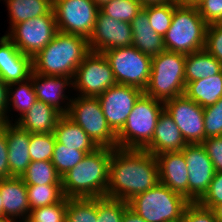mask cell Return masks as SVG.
Returning a JSON list of instances; mask_svg holds the SVG:
<instances>
[{"label": "cell", "instance_id": "obj_3", "mask_svg": "<svg viewBox=\"0 0 222 222\" xmlns=\"http://www.w3.org/2000/svg\"><path fill=\"white\" fill-rule=\"evenodd\" d=\"M90 52L85 37L58 31L51 42L32 58L33 72L73 79L77 67Z\"/></svg>", "mask_w": 222, "mask_h": 222}, {"label": "cell", "instance_id": "obj_18", "mask_svg": "<svg viewBox=\"0 0 222 222\" xmlns=\"http://www.w3.org/2000/svg\"><path fill=\"white\" fill-rule=\"evenodd\" d=\"M33 71L32 58L24 55L6 36L0 37V78L6 83L22 82Z\"/></svg>", "mask_w": 222, "mask_h": 222}, {"label": "cell", "instance_id": "obj_12", "mask_svg": "<svg viewBox=\"0 0 222 222\" xmlns=\"http://www.w3.org/2000/svg\"><path fill=\"white\" fill-rule=\"evenodd\" d=\"M73 89L79 96L98 97L116 80L111 66L103 53L90 52L77 67L72 79Z\"/></svg>", "mask_w": 222, "mask_h": 222}, {"label": "cell", "instance_id": "obj_8", "mask_svg": "<svg viewBox=\"0 0 222 222\" xmlns=\"http://www.w3.org/2000/svg\"><path fill=\"white\" fill-rule=\"evenodd\" d=\"M73 97L67 116L79 125L98 147L117 148V135L109 127L98 97Z\"/></svg>", "mask_w": 222, "mask_h": 222}, {"label": "cell", "instance_id": "obj_29", "mask_svg": "<svg viewBox=\"0 0 222 222\" xmlns=\"http://www.w3.org/2000/svg\"><path fill=\"white\" fill-rule=\"evenodd\" d=\"M36 101V93L30 78L22 82L8 84V106L6 108L5 115L7 123L14 122L13 118L10 120V115H7V113H10L13 109H15L14 111H17L19 116L16 117L19 119L33 106Z\"/></svg>", "mask_w": 222, "mask_h": 222}, {"label": "cell", "instance_id": "obj_50", "mask_svg": "<svg viewBox=\"0 0 222 222\" xmlns=\"http://www.w3.org/2000/svg\"><path fill=\"white\" fill-rule=\"evenodd\" d=\"M7 124L5 115L0 111V129H2Z\"/></svg>", "mask_w": 222, "mask_h": 222}, {"label": "cell", "instance_id": "obj_44", "mask_svg": "<svg viewBox=\"0 0 222 222\" xmlns=\"http://www.w3.org/2000/svg\"><path fill=\"white\" fill-rule=\"evenodd\" d=\"M201 144L212 161L215 172H222V136L206 138Z\"/></svg>", "mask_w": 222, "mask_h": 222}, {"label": "cell", "instance_id": "obj_30", "mask_svg": "<svg viewBox=\"0 0 222 222\" xmlns=\"http://www.w3.org/2000/svg\"><path fill=\"white\" fill-rule=\"evenodd\" d=\"M21 178L26 185L61 184L51 161H32Z\"/></svg>", "mask_w": 222, "mask_h": 222}, {"label": "cell", "instance_id": "obj_20", "mask_svg": "<svg viewBox=\"0 0 222 222\" xmlns=\"http://www.w3.org/2000/svg\"><path fill=\"white\" fill-rule=\"evenodd\" d=\"M0 195L3 201V219L27 221L30 206L26 184L21 177L0 179Z\"/></svg>", "mask_w": 222, "mask_h": 222}, {"label": "cell", "instance_id": "obj_11", "mask_svg": "<svg viewBox=\"0 0 222 222\" xmlns=\"http://www.w3.org/2000/svg\"><path fill=\"white\" fill-rule=\"evenodd\" d=\"M53 10L59 32L88 39L100 7L92 0H53Z\"/></svg>", "mask_w": 222, "mask_h": 222}, {"label": "cell", "instance_id": "obj_2", "mask_svg": "<svg viewBox=\"0 0 222 222\" xmlns=\"http://www.w3.org/2000/svg\"><path fill=\"white\" fill-rule=\"evenodd\" d=\"M113 149L99 147L61 177L66 198L106 197Z\"/></svg>", "mask_w": 222, "mask_h": 222}, {"label": "cell", "instance_id": "obj_31", "mask_svg": "<svg viewBox=\"0 0 222 222\" xmlns=\"http://www.w3.org/2000/svg\"><path fill=\"white\" fill-rule=\"evenodd\" d=\"M30 210L60 202L65 196L62 184L26 185Z\"/></svg>", "mask_w": 222, "mask_h": 222}, {"label": "cell", "instance_id": "obj_17", "mask_svg": "<svg viewBox=\"0 0 222 222\" xmlns=\"http://www.w3.org/2000/svg\"><path fill=\"white\" fill-rule=\"evenodd\" d=\"M29 78L38 101L54 107L62 115L68 114L72 98L65 95V90L73 87L71 77L43 75L32 71Z\"/></svg>", "mask_w": 222, "mask_h": 222}, {"label": "cell", "instance_id": "obj_22", "mask_svg": "<svg viewBox=\"0 0 222 222\" xmlns=\"http://www.w3.org/2000/svg\"><path fill=\"white\" fill-rule=\"evenodd\" d=\"M187 145L173 118L164 109L158 117L151 143L144 149L154 156L181 151Z\"/></svg>", "mask_w": 222, "mask_h": 222}, {"label": "cell", "instance_id": "obj_10", "mask_svg": "<svg viewBox=\"0 0 222 222\" xmlns=\"http://www.w3.org/2000/svg\"><path fill=\"white\" fill-rule=\"evenodd\" d=\"M58 32L54 10L9 28L5 34L24 54L34 58Z\"/></svg>", "mask_w": 222, "mask_h": 222}, {"label": "cell", "instance_id": "obj_38", "mask_svg": "<svg viewBox=\"0 0 222 222\" xmlns=\"http://www.w3.org/2000/svg\"><path fill=\"white\" fill-rule=\"evenodd\" d=\"M128 202L109 197L97 198V222H121Z\"/></svg>", "mask_w": 222, "mask_h": 222}, {"label": "cell", "instance_id": "obj_52", "mask_svg": "<svg viewBox=\"0 0 222 222\" xmlns=\"http://www.w3.org/2000/svg\"><path fill=\"white\" fill-rule=\"evenodd\" d=\"M98 7H101L104 3L110 0H92Z\"/></svg>", "mask_w": 222, "mask_h": 222}, {"label": "cell", "instance_id": "obj_46", "mask_svg": "<svg viewBox=\"0 0 222 222\" xmlns=\"http://www.w3.org/2000/svg\"><path fill=\"white\" fill-rule=\"evenodd\" d=\"M8 106V84L0 78V111L6 115Z\"/></svg>", "mask_w": 222, "mask_h": 222}, {"label": "cell", "instance_id": "obj_14", "mask_svg": "<svg viewBox=\"0 0 222 222\" xmlns=\"http://www.w3.org/2000/svg\"><path fill=\"white\" fill-rule=\"evenodd\" d=\"M143 93L138 87L116 84L98 96L106 121L116 135L124 127L134 104Z\"/></svg>", "mask_w": 222, "mask_h": 222}, {"label": "cell", "instance_id": "obj_16", "mask_svg": "<svg viewBox=\"0 0 222 222\" xmlns=\"http://www.w3.org/2000/svg\"><path fill=\"white\" fill-rule=\"evenodd\" d=\"M133 34L130 23L118 21L99 10L91 35L88 38L92 52L132 46Z\"/></svg>", "mask_w": 222, "mask_h": 222}, {"label": "cell", "instance_id": "obj_47", "mask_svg": "<svg viewBox=\"0 0 222 222\" xmlns=\"http://www.w3.org/2000/svg\"><path fill=\"white\" fill-rule=\"evenodd\" d=\"M121 222H146L142 217L127 207L124 211Z\"/></svg>", "mask_w": 222, "mask_h": 222}, {"label": "cell", "instance_id": "obj_32", "mask_svg": "<svg viewBox=\"0 0 222 222\" xmlns=\"http://www.w3.org/2000/svg\"><path fill=\"white\" fill-rule=\"evenodd\" d=\"M97 198H68L66 222H97Z\"/></svg>", "mask_w": 222, "mask_h": 222}, {"label": "cell", "instance_id": "obj_42", "mask_svg": "<svg viewBox=\"0 0 222 222\" xmlns=\"http://www.w3.org/2000/svg\"><path fill=\"white\" fill-rule=\"evenodd\" d=\"M198 203L209 209L222 204V172H215L207 192Z\"/></svg>", "mask_w": 222, "mask_h": 222}, {"label": "cell", "instance_id": "obj_37", "mask_svg": "<svg viewBox=\"0 0 222 222\" xmlns=\"http://www.w3.org/2000/svg\"><path fill=\"white\" fill-rule=\"evenodd\" d=\"M68 198L64 197L56 204L30 210L27 222H66Z\"/></svg>", "mask_w": 222, "mask_h": 222}, {"label": "cell", "instance_id": "obj_21", "mask_svg": "<svg viewBox=\"0 0 222 222\" xmlns=\"http://www.w3.org/2000/svg\"><path fill=\"white\" fill-rule=\"evenodd\" d=\"M2 130L6 134L10 177H21L31 163L30 133L16 123H7Z\"/></svg>", "mask_w": 222, "mask_h": 222}, {"label": "cell", "instance_id": "obj_55", "mask_svg": "<svg viewBox=\"0 0 222 222\" xmlns=\"http://www.w3.org/2000/svg\"><path fill=\"white\" fill-rule=\"evenodd\" d=\"M179 2H186L187 0H178Z\"/></svg>", "mask_w": 222, "mask_h": 222}, {"label": "cell", "instance_id": "obj_33", "mask_svg": "<svg viewBox=\"0 0 222 222\" xmlns=\"http://www.w3.org/2000/svg\"><path fill=\"white\" fill-rule=\"evenodd\" d=\"M87 155L86 152L65 147L56 141L51 163L55 166L60 177L65 175L71 168H74Z\"/></svg>", "mask_w": 222, "mask_h": 222}, {"label": "cell", "instance_id": "obj_26", "mask_svg": "<svg viewBox=\"0 0 222 222\" xmlns=\"http://www.w3.org/2000/svg\"><path fill=\"white\" fill-rule=\"evenodd\" d=\"M184 95L203 108L215 104L222 97V71L208 78L188 82Z\"/></svg>", "mask_w": 222, "mask_h": 222}, {"label": "cell", "instance_id": "obj_40", "mask_svg": "<svg viewBox=\"0 0 222 222\" xmlns=\"http://www.w3.org/2000/svg\"><path fill=\"white\" fill-rule=\"evenodd\" d=\"M205 49L222 64V23L207 26Z\"/></svg>", "mask_w": 222, "mask_h": 222}, {"label": "cell", "instance_id": "obj_28", "mask_svg": "<svg viewBox=\"0 0 222 222\" xmlns=\"http://www.w3.org/2000/svg\"><path fill=\"white\" fill-rule=\"evenodd\" d=\"M9 13L10 28L53 9V0H4Z\"/></svg>", "mask_w": 222, "mask_h": 222}, {"label": "cell", "instance_id": "obj_34", "mask_svg": "<svg viewBox=\"0 0 222 222\" xmlns=\"http://www.w3.org/2000/svg\"><path fill=\"white\" fill-rule=\"evenodd\" d=\"M149 19L150 26L162 37L171 26L174 13V2L165 4L147 5L142 8Z\"/></svg>", "mask_w": 222, "mask_h": 222}, {"label": "cell", "instance_id": "obj_25", "mask_svg": "<svg viewBox=\"0 0 222 222\" xmlns=\"http://www.w3.org/2000/svg\"><path fill=\"white\" fill-rule=\"evenodd\" d=\"M56 141L65 147L84 151L87 154L99 148L88 134L67 115H62L54 129Z\"/></svg>", "mask_w": 222, "mask_h": 222}, {"label": "cell", "instance_id": "obj_27", "mask_svg": "<svg viewBox=\"0 0 222 222\" xmlns=\"http://www.w3.org/2000/svg\"><path fill=\"white\" fill-rule=\"evenodd\" d=\"M222 71V64L206 49H202L185 57V83L208 78Z\"/></svg>", "mask_w": 222, "mask_h": 222}, {"label": "cell", "instance_id": "obj_45", "mask_svg": "<svg viewBox=\"0 0 222 222\" xmlns=\"http://www.w3.org/2000/svg\"><path fill=\"white\" fill-rule=\"evenodd\" d=\"M10 178L8 148L5 132L0 129V179Z\"/></svg>", "mask_w": 222, "mask_h": 222}, {"label": "cell", "instance_id": "obj_15", "mask_svg": "<svg viewBox=\"0 0 222 222\" xmlns=\"http://www.w3.org/2000/svg\"><path fill=\"white\" fill-rule=\"evenodd\" d=\"M181 151L189 174L188 200L198 202L207 192L215 175L214 166L201 143L187 144Z\"/></svg>", "mask_w": 222, "mask_h": 222}, {"label": "cell", "instance_id": "obj_35", "mask_svg": "<svg viewBox=\"0 0 222 222\" xmlns=\"http://www.w3.org/2000/svg\"><path fill=\"white\" fill-rule=\"evenodd\" d=\"M142 8L137 0H110L100 10L113 19L130 23Z\"/></svg>", "mask_w": 222, "mask_h": 222}, {"label": "cell", "instance_id": "obj_48", "mask_svg": "<svg viewBox=\"0 0 222 222\" xmlns=\"http://www.w3.org/2000/svg\"><path fill=\"white\" fill-rule=\"evenodd\" d=\"M141 3V5L147 6V5H157V4H165L168 2H178V0H137Z\"/></svg>", "mask_w": 222, "mask_h": 222}, {"label": "cell", "instance_id": "obj_19", "mask_svg": "<svg viewBox=\"0 0 222 222\" xmlns=\"http://www.w3.org/2000/svg\"><path fill=\"white\" fill-rule=\"evenodd\" d=\"M158 163L159 182L188 199L187 164L182 151L155 155Z\"/></svg>", "mask_w": 222, "mask_h": 222}, {"label": "cell", "instance_id": "obj_43", "mask_svg": "<svg viewBox=\"0 0 222 222\" xmlns=\"http://www.w3.org/2000/svg\"><path fill=\"white\" fill-rule=\"evenodd\" d=\"M197 8L208 25L222 23V0H204Z\"/></svg>", "mask_w": 222, "mask_h": 222}, {"label": "cell", "instance_id": "obj_23", "mask_svg": "<svg viewBox=\"0 0 222 222\" xmlns=\"http://www.w3.org/2000/svg\"><path fill=\"white\" fill-rule=\"evenodd\" d=\"M61 116L54 107L37 100L23 116L15 118L14 123L29 133H53Z\"/></svg>", "mask_w": 222, "mask_h": 222}, {"label": "cell", "instance_id": "obj_4", "mask_svg": "<svg viewBox=\"0 0 222 222\" xmlns=\"http://www.w3.org/2000/svg\"><path fill=\"white\" fill-rule=\"evenodd\" d=\"M207 26L196 6L174 2L171 26L163 36L165 49L186 55L205 49Z\"/></svg>", "mask_w": 222, "mask_h": 222}, {"label": "cell", "instance_id": "obj_1", "mask_svg": "<svg viewBox=\"0 0 222 222\" xmlns=\"http://www.w3.org/2000/svg\"><path fill=\"white\" fill-rule=\"evenodd\" d=\"M159 183L156 157L146 150L114 148L106 197L128 202Z\"/></svg>", "mask_w": 222, "mask_h": 222}, {"label": "cell", "instance_id": "obj_49", "mask_svg": "<svg viewBox=\"0 0 222 222\" xmlns=\"http://www.w3.org/2000/svg\"><path fill=\"white\" fill-rule=\"evenodd\" d=\"M212 211L215 214L217 222H222V204L216 205Z\"/></svg>", "mask_w": 222, "mask_h": 222}, {"label": "cell", "instance_id": "obj_54", "mask_svg": "<svg viewBox=\"0 0 222 222\" xmlns=\"http://www.w3.org/2000/svg\"><path fill=\"white\" fill-rule=\"evenodd\" d=\"M0 222H17V221H10L8 219H3V218H0ZM19 222V221H18Z\"/></svg>", "mask_w": 222, "mask_h": 222}, {"label": "cell", "instance_id": "obj_39", "mask_svg": "<svg viewBox=\"0 0 222 222\" xmlns=\"http://www.w3.org/2000/svg\"><path fill=\"white\" fill-rule=\"evenodd\" d=\"M204 130L205 139L222 136V97L204 108Z\"/></svg>", "mask_w": 222, "mask_h": 222}, {"label": "cell", "instance_id": "obj_9", "mask_svg": "<svg viewBox=\"0 0 222 222\" xmlns=\"http://www.w3.org/2000/svg\"><path fill=\"white\" fill-rule=\"evenodd\" d=\"M113 71L117 84L145 90L151 73L152 58L134 46L119 47L103 52Z\"/></svg>", "mask_w": 222, "mask_h": 222}, {"label": "cell", "instance_id": "obj_41", "mask_svg": "<svg viewBox=\"0 0 222 222\" xmlns=\"http://www.w3.org/2000/svg\"><path fill=\"white\" fill-rule=\"evenodd\" d=\"M180 222H217L212 209L203 207L198 202H190Z\"/></svg>", "mask_w": 222, "mask_h": 222}, {"label": "cell", "instance_id": "obj_6", "mask_svg": "<svg viewBox=\"0 0 222 222\" xmlns=\"http://www.w3.org/2000/svg\"><path fill=\"white\" fill-rule=\"evenodd\" d=\"M164 102L143 93L117 134V148L144 150L152 140Z\"/></svg>", "mask_w": 222, "mask_h": 222}, {"label": "cell", "instance_id": "obj_24", "mask_svg": "<svg viewBox=\"0 0 222 222\" xmlns=\"http://www.w3.org/2000/svg\"><path fill=\"white\" fill-rule=\"evenodd\" d=\"M133 34L132 46L153 58L165 51L163 37L150 26L148 16L142 9L130 22Z\"/></svg>", "mask_w": 222, "mask_h": 222}, {"label": "cell", "instance_id": "obj_51", "mask_svg": "<svg viewBox=\"0 0 222 222\" xmlns=\"http://www.w3.org/2000/svg\"><path fill=\"white\" fill-rule=\"evenodd\" d=\"M204 0H187L186 2L192 6L198 7Z\"/></svg>", "mask_w": 222, "mask_h": 222}, {"label": "cell", "instance_id": "obj_7", "mask_svg": "<svg viewBox=\"0 0 222 222\" xmlns=\"http://www.w3.org/2000/svg\"><path fill=\"white\" fill-rule=\"evenodd\" d=\"M186 54L162 51L152 58L150 80L144 93L165 102L184 95Z\"/></svg>", "mask_w": 222, "mask_h": 222}, {"label": "cell", "instance_id": "obj_36", "mask_svg": "<svg viewBox=\"0 0 222 222\" xmlns=\"http://www.w3.org/2000/svg\"><path fill=\"white\" fill-rule=\"evenodd\" d=\"M56 138L54 133H30L29 154L32 161H51Z\"/></svg>", "mask_w": 222, "mask_h": 222}, {"label": "cell", "instance_id": "obj_53", "mask_svg": "<svg viewBox=\"0 0 222 222\" xmlns=\"http://www.w3.org/2000/svg\"><path fill=\"white\" fill-rule=\"evenodd\" d=\"M0 218H3V201L0 195Z\"/></svg>", "mask_w": 222, "mask_h": 222}, {"label": "cell", "instance_id": "obj_5", "mask_svg": "<svg viewBox=\"0 0 222 222\" xmlns=\"http://www.w3.org/2000/svg\"><path fill=\"white\" fill-rule=\"evenodd\" d=\"M190 203L161 182L128 201V207L146 222H180Z\"/></svg>", "mask_w": 222, "mask_h": 222}, {"label": "cell", "instance_id": "obj_13", "mask_svg": "<svg viewBox=\"0 0 222 222\" xmlns=\"http://www.w3.org/2000/svg\"><path fill=\"white\" fill-rule=\"evenodd\" d=\"M164 109L173 118L187 144L205 140L204 108L185 95L164 102Z\"/></svg>", "mask_w": 222, "mask_h": 222}]
</instances>
